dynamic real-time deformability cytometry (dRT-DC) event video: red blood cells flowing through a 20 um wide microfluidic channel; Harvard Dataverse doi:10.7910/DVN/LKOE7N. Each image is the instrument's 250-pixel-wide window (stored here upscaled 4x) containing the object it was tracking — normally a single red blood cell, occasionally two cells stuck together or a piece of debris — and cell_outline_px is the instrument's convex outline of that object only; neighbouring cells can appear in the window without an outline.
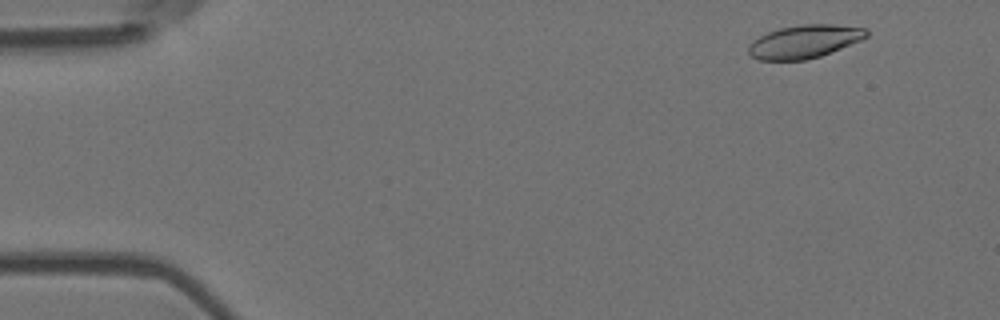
{"species": "Egyptian fruit bat (a non-hibernating species)", "species_latin": "Rousettus aegyptiacus", "temperature_condition": "room temperature", "stored_images_in_passage": 55, "camera_frame_rate_fps": 3000, "um_per_image_px": 0.085, "animal": {"sex": "female"}, "frame": {"image": 1, "passage_image": 4, "time_ms": 1.0, "image_size_px": [1000, 320], "cell_outline_px": [[868, 36], [860, 40], [820, 56], [804, 60], [760, 60], [752, 56], [748, 52], [748, 48], [752, 40], [768, 32], [780, 28], [800, 24], [832, 24], [864, 28], [868, 32]], "centroid_in_image_um": [68.35, 3.52], "position_along_channel_um": 16.7, "area_um2": 22.54}}
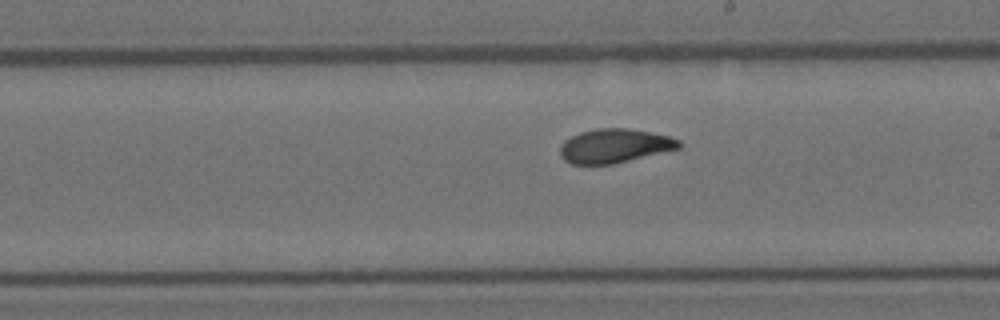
{"frame": {"image": 2, "passage_image": 31, "time_ms": 10.0, "image_size_px": [1000, 320], "cell_outline_px": [[680, 148], [612, 164], [572, 164], [564, 160], [560, 156], [560, 144], [564, 140], [580, 132], [596, 128], [628, 128], [668, 136], [680, 140]], "centroid_in_image_um": [52.19, 12.39], "position_along_channel_um": 236.8, "area_um2": 23.41}}
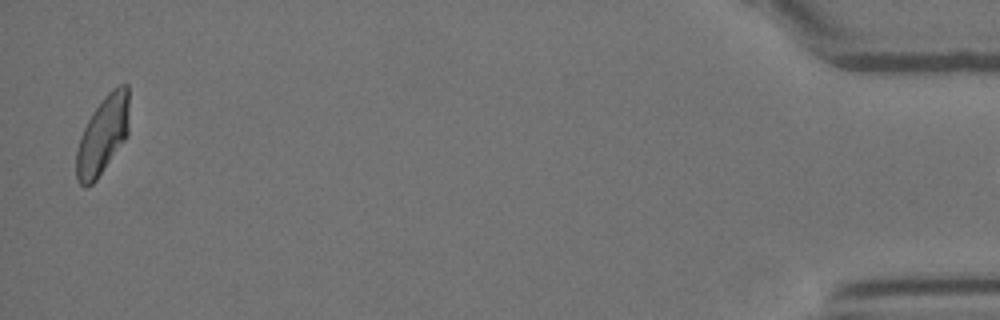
{"frame": {"image": 3, "passage_image": 54, "time_ms": 17.667, "image_size_px": [1000, 320], "cell_outline_px": [[128, 136], [96, 180], [92, 184], [84, 188], [76, 180], [76, 152], [80, 136], [92, 112], [104, 96], [112, 88], [120, 84], [128, 84]], "centroid_in_image_um": [8.72, 11.5], "position_along_channel_um": 426.5, "area_um2": 24.1}}